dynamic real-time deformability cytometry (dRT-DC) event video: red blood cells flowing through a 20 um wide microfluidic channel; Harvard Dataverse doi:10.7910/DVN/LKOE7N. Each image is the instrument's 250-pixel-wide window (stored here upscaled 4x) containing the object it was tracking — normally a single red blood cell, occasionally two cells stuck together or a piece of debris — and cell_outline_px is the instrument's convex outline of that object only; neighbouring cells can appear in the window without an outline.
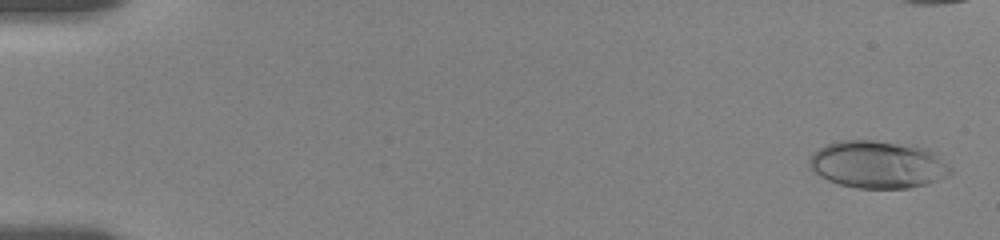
{"species": "human", "species_latin": "Homo sapiens", "temperature_condition": "room temperature", "stored_images_in_passage": 25, "camera_frame_rate_fps": 3000, "um_per_image_px": 0.085, "donor": {"sex": "female"}, "frame": {"image": 1, "passage_image": 1, "time_ms": 0.0, "image_size_px": [1000, 240], "cell_outline_px": [[952, 172], [948, 176], [928, 184], [908, 188], [856, 188], [840, 184], [828, 180], [820, 176], [808, 164], [808, 160], [812, 152], [824, 144], [840, 140], [872, 140], [916, 144], [932, 148], [952, 168]], "centroid_in_image_um": [74.66, 13.95], "position_along_channel_um": 10.3, "area_um2": 39.88}}
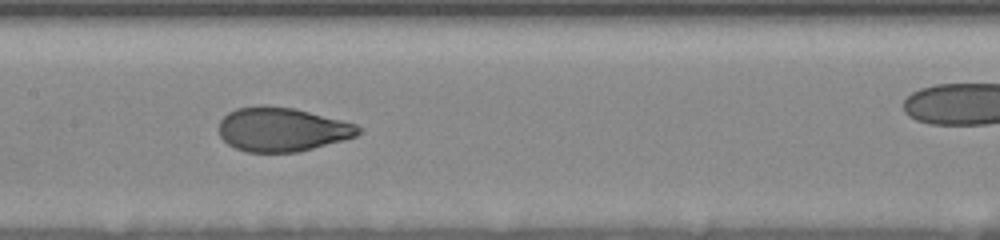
{"frame": {"image": 2, "passage_image": 15, "time_ms": 9.0, "image_size_px": [1000, 240], "cell_outline_px": [[364, 132], [356, 136], [344, 140], [300, 152], [248, 152], [236, 148], [228, 144], [220, 136], [220, 120], [228, 112], [236, 108], [260, 104], [296, 108], [356, 124], [364, 128]], "centroid_in_image_um": [24.01, 10.99], "position_along_channel_um": 183.4, "area_um2": 36.18}}
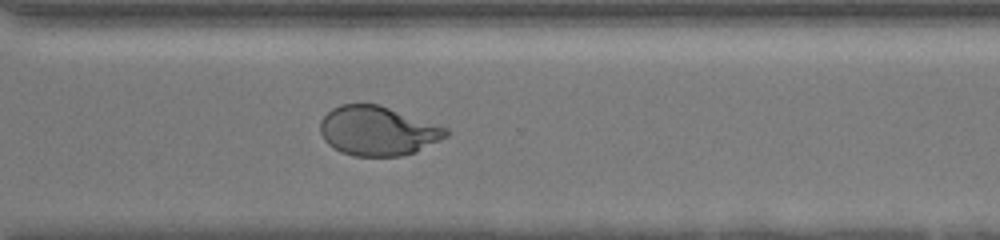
{"frame": {"image": 3, "passage_image": 22, "time_ms": 13.333, "image_size_px": [1000, 240], "cell_outline_px": [[452, 132], [448, 136], [416, 152], [400, 156], [352, 156], [340, 152], [328, 144], [324, 140], [320, 132], [320, 120], [332, 108], [340, 104], [380, 104], [448, 128]], "centroid_in_image_um": [32.11, 11.12], "position_along_channel_um": 338.5, "area_um2": 36.47}}